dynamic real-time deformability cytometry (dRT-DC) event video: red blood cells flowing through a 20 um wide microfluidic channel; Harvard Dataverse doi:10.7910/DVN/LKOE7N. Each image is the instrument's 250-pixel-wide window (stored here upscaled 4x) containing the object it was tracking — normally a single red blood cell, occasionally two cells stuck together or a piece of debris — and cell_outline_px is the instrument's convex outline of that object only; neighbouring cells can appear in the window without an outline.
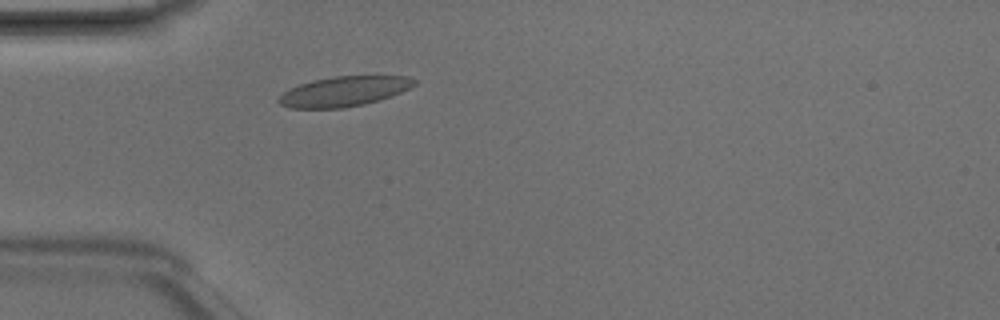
{"species": "Egyptian fruit bat (a non-hibernating species)", "species_latin": "Rousettus aegyptiacus", "temperature_condition": "room temperature", "stored_images_in_passage": 3, "camera_frame_rate_fps": 3000, "um_per_image_px": 0.085, "animal": {"sex": "male"}, "frame": {"image": 1, "passage_image": 3, "time_ms": 0.667, "image_size_px": [1000, 320], "cell_outline_px": [[416, 84], [400, 92], [364, 104], [344, 108], [288, 108], [280, 104], [276, 100], [284, 92], [300, 84], [312, 80], [332, 76], [408, 76], [416, 80]], "centroid_in_image_um": [29.2, 7.76], "position_along_channel_um": 55.8, "area_um2": 23.41}}